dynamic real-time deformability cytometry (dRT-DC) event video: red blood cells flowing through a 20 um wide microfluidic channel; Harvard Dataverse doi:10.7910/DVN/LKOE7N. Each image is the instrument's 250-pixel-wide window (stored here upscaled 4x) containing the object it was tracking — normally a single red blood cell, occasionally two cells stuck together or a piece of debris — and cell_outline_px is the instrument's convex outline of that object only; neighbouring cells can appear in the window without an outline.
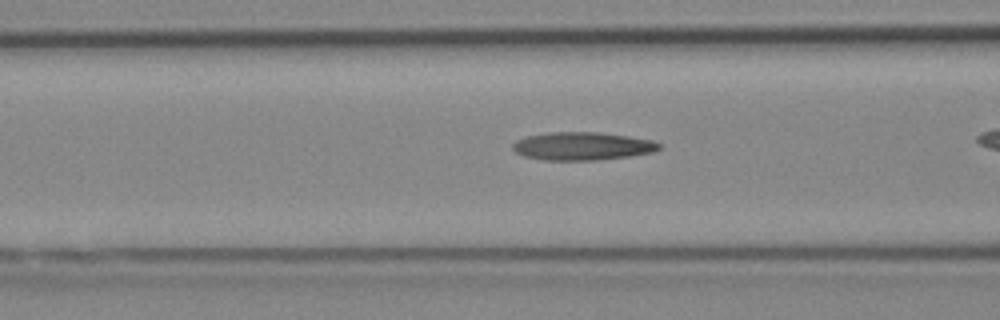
{"species": "Egyptian fruit bat (a non-hibernating species)", "species_latin": "Rousettus aegyptiacus", "temperature_condition": "cold", "stored_images_in_passage": 36, "camera_frame_rate_fps": 3000, "um_per_image_px": 0.085, "animal": {"sex": "female"}, "frame": {"image": 1, "passage_image": 16, "time_ms": 5.0, "image_size_px": [1000, 320], "cell_outline_px": [[660, 148], [652, 152], [628, 156], [596, 160], [544, 160], [524, 156], [516, 152], [512, 148], [512, 144], [516, 140], [528, 136], [548, 132], [596, 132], [628, 136], [652, 140], [660, 144]], "centroid_in_image_um": [49.47, 12.42], "position_along_channel_um": 117.1, "area_um2": 23.76}}